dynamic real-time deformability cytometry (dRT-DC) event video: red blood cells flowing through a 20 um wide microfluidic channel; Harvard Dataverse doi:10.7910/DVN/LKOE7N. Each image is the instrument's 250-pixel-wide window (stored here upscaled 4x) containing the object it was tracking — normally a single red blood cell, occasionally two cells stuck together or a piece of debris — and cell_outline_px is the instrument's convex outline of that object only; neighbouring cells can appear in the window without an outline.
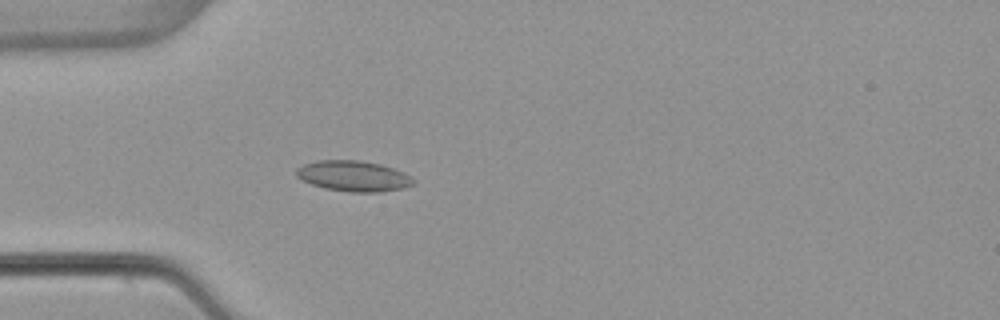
{"species": "common noctule bat (a hibernating species)", "species_latin": "Nyctalus noctula", "temperature_condition": "warm", "stored_images_in_passage": 39, "camera_frame_rate_fps": 3000, "um_per_image_px": 0.085, "animal": {"sex": "female", "body_mass_g": 22.7, "forearm_length_mm": 54.2}, "frame": {"image": 1, "passage_image": 2, "time_ms": 0.333, "image_size_px": [1000, 320], "cell_outline_px": [[416, 180], [412, 184], [404, 188], [380, 192], [348, 192], [324, 188], [312, 184], [296, 176], [296, 168], [304, 164], [316, 160], [360, 160], [380, 164], [404, 172], [412, 176]], "centroid_in_image_um": [30.06, 14.96], "position_along_channel_um": 54.9, "area_um2": 20.98}}
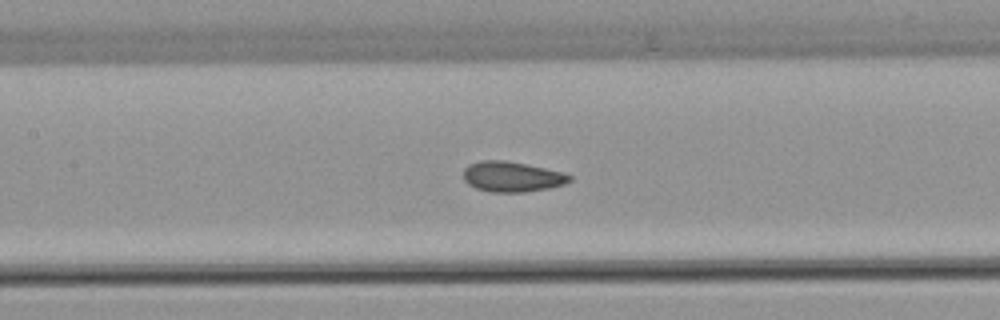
{"frame": {"image": 2, "passage_image": 11, "time_ms": 3.333, "image_size_px": [1000, 320], "cell_outline_px": [[572, 180], [564, 184], [548, 188], [524, 192], [492, 192], [476, 188], [468, 184], [464, 180], [464, 168], [468, 164], [480, 160], [504, 160], [564, 172], [572, 176]], "centroid_in_image_um": [43.51, 15.01], "position_along_channel_um": 163.9, "area_um2": 18.73}}
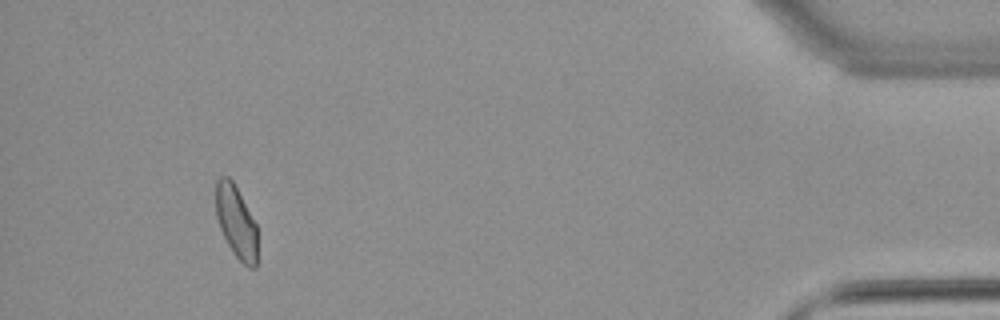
{"frame": {"image": 3, "passage_image": 36, "time_ms": 11.667, "image_size_px": [1000, 320], "cell_outline_px": [[256, 268], [248, 268], [232, 252], [220, 228], [216, 216], [216, 180], [220, 176], [228, 176], [232, 180], [256, 224]], "centroid_in_image_um": [20.06, 18.85], "position_along_channel_um": 415.1, "area_um2": 17.28}, "authors_computed_cell_mechanics": {"area_um2": 18.496, "velocity_mm_per_s": 3.8295, "shape_relaxation_time_tau1_ms": null, "shape_relaxation_time_tau2_ms": 1.2191, "deformation_change_tau1": null, "deformation_change_tau2": 0.06}}